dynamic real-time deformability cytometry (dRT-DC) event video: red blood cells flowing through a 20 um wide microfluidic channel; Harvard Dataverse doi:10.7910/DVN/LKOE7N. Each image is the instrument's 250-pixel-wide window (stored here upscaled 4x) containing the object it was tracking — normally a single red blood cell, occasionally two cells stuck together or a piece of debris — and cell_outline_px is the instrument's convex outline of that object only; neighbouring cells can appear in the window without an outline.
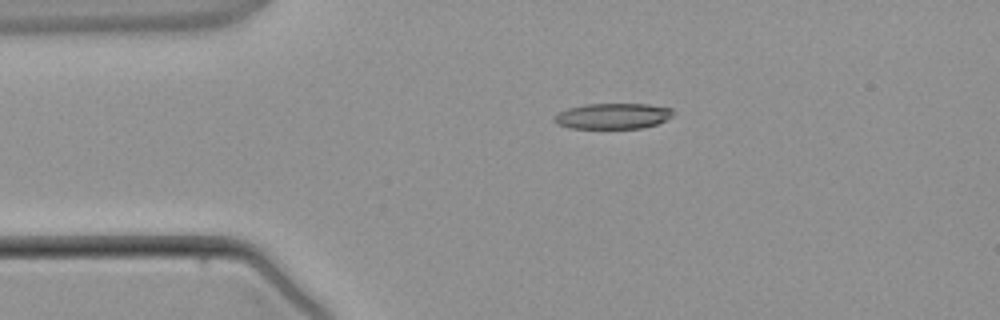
{"species": "common noctule bat (a hibernating species)", "species_latin": "Nyctalus noctula", "temperature_condition": "warm", "stored_images_in_passage": 2, "camera_frame_rate_fps": 3000, "um_per_image_px": 0.085, "animal": {"sex": "male", "body_mass_g": 21.5, "forearm_length_mm": 52.0}, "frame": {"image": 1, "passage_image": 1, "time_ms": 0.0, "image_size_px": [1000, 320], "cell_outline_px": [[672, 116], [656, 124], [640, 128], [568, 128], [556, 124], [552, 120], [556, 112], [568, 108], [584, 104], [648, 104], [672, 108]], "centroid_in_image_um": [52.01, 9.86], "position_along_channel_um": 33.0, "area_um2": 17.86}}